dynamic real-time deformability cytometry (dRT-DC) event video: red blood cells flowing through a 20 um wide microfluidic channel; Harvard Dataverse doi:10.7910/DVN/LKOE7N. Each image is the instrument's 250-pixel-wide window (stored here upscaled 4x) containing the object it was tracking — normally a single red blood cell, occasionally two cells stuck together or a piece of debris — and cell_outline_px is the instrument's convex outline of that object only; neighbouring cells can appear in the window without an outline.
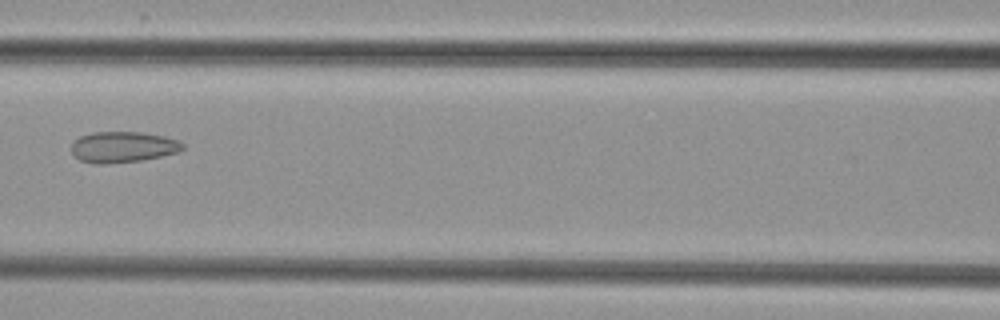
{"species": "common noctule bat (a hibernating species)", "species_latin": "Nyctalus noctula", "temperature_condition": "cold", "stored_images_in_passage": 5, "camera_frame_rate_fps": 3000, "um_per_image_px": 0.085, "animal": {"sex": "female", "body_mass_g": 29.2, "forearm_length_mm": 56.3}, "frame": {"image": 1, "passage_image": 5, "time_ms": 5.333, "image_size_px": [1000, 320], "cell_outline_px": [[184, 148], [176, 152], [160, 156], [140, 160], [104, 164], [92, 164], [80, 160], [72, 152], [72, 144], [80, 136], [92, 132], [140, 132], [164, 136], [180, 140], [184, 144]], "centroid_in_image_um": [10.45, 12.49], "position_along_channel_um": 156.2, "area_um2": 19.94}}